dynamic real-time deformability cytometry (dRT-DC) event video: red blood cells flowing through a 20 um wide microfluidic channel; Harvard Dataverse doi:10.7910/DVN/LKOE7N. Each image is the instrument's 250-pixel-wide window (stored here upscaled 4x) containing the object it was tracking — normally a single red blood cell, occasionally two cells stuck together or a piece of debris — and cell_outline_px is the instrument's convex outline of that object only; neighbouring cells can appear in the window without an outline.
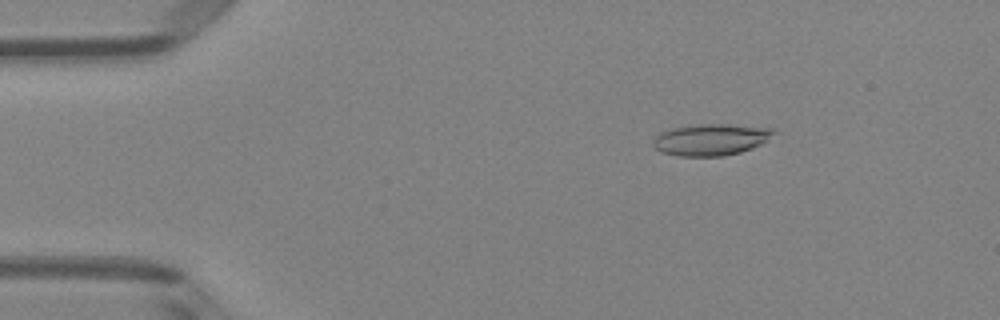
{"species": "Egyptian fruit bat (a non-hibernating species)", "species_latin": "Rousettus aegyptiacus", "temperature_condition": "room temperature", "stored_images_in_passage": 51, "camera_frame_rate_fps": 3000, "um_per_image_px": 0.085, "animal": {"sex": "female"}, "frame": {"image": 1, "passage_image": 8, "time_ms": 2.333, "image_size_px": [1000, 320], "cell_outline_px": [[776, 132], [768, 140], [752, 148], [740, 152], [724, 156], [676, 156], [660, 152], [652, 144], [652, 140], [660, 132], [672, 128], [696, 124], [728, 124], [776, 128]], "centroid_in_image_um": [60.42, 11.86], "position_along_channel_um": 24.6, "area_um2": 22.43}}
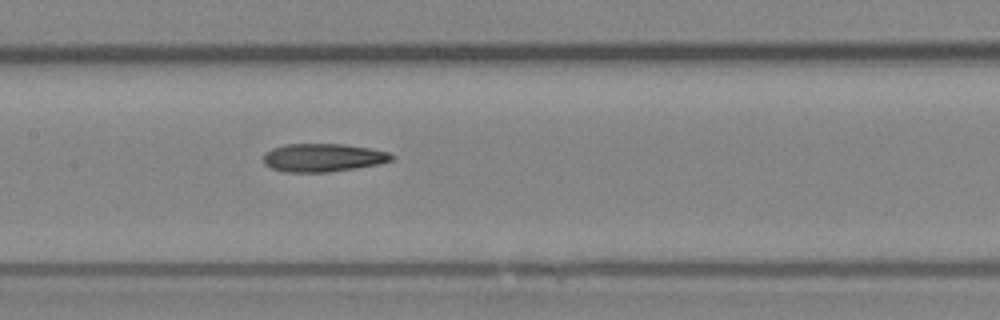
{"frame": {"image": 2, "passage_image": 25, "time_ms": 8.0, "image_size_px": [1000, 320], "cell_outline_px": [[396, 156], [392, 160], [380, 164], [356, 168], [328, 172], [284, 172], [272, 168], [264, 164], [264, 152], [272, 148], [284, 144], [344, 144], [372, 148], [388, 152]], "centroid_in_image_um": [27.47, 13.39], "position_along_channel_um": 179.9, "area_um2": 21.27}}
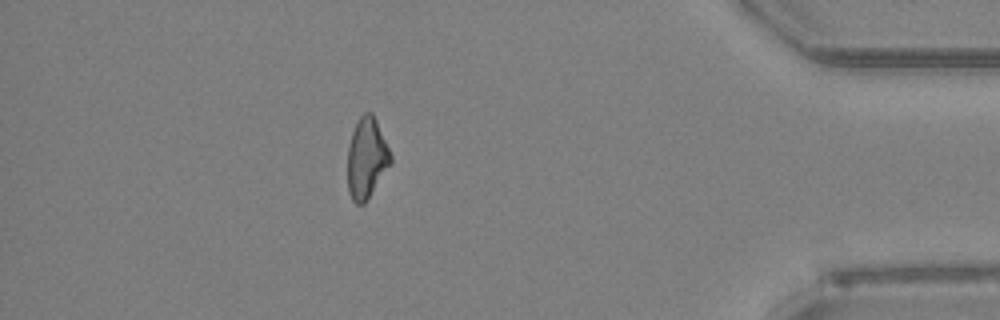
{"frame": {"image": 3, "passage_image": 45, "time_ms": 14.667, "image_size_px": [1000, 320], "cell_outline_px": [[392, 164], [368, 200], [364, 204], [356, 204], [352, 200], [348, 192], [348, 148], [352, 132], [360, 116], [364, 112], [372, 112], [376, 120], [392, 156]], "centroid_in_image_um": [31.18, 13.49], "position_along_channel_um": 404.0, "area_um2": 20.4}, "authors_computed_cell_mechanics": {"area_um2": 21.2704, "velocity_mm_per_s": 4.0194, "shape_relaxation_time_tau1_ms": null, "shape_relaxation_time_tau2_ms": 6.8158, "deformation_change_tau1": null, "deformation_change_tau2": 0.2088}}